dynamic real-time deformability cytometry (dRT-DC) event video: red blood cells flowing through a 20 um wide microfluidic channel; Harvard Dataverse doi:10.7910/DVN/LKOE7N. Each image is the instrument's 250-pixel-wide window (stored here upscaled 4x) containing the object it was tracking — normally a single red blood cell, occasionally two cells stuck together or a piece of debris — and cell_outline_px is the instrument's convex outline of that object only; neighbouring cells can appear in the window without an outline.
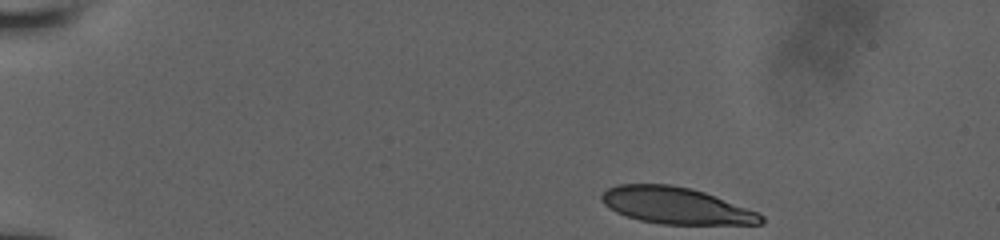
{"species": "human", "species_latin": "Homo sapiens", "temperature_condition": "room temperature", "stored_images_in_passage": 17, "camera_frame_rate_fps": 3000, "um_per_image_px": 0.085, "donor": {"sex": "male"}, "frame": {"image": 1, "passage_image": 1, "time_ms": 0.0, "image_size_px": [1000, 240], "cell_outline_px": [[764, 224], [660, 224], [640, 220], [616, 212], [608, 208], [600, 200], [600, 196], [608, 188], [616, 184], [672, 184], [692, 188], [704, 192], [756, 212], [764, 216]], "centroid_in_image_um": [57.41, 17.47], "position_along_channel_um": 27.6, "area_um2": 33.87}}
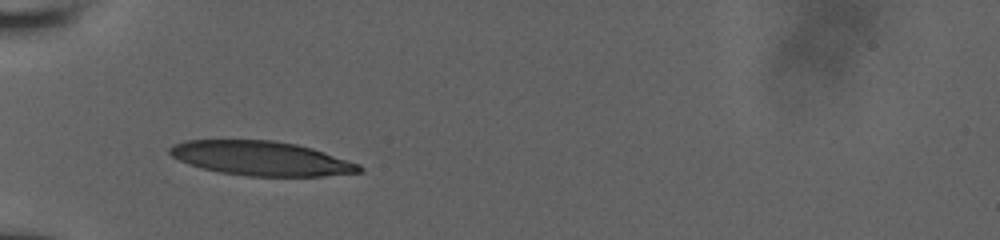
{"frame": {"image": 2, "passage_image": 16, "time_ms": 3.333, "image_size_px": [1000, 240], "cell_outline_px": [[364, 172], [324, 176], [248, 176], [220, 172], [200, 168], [188, 164], [172, 156], [168, 152], [168, 148], [172, 144], [184, 140], [272, 140], [296, 144], [312, 148], [360, 164], [364, 168]], "centroid_in_image_um": [22.2, 13.46], "position_along_channel_um": 62.8, "area_um2": 38.09}}